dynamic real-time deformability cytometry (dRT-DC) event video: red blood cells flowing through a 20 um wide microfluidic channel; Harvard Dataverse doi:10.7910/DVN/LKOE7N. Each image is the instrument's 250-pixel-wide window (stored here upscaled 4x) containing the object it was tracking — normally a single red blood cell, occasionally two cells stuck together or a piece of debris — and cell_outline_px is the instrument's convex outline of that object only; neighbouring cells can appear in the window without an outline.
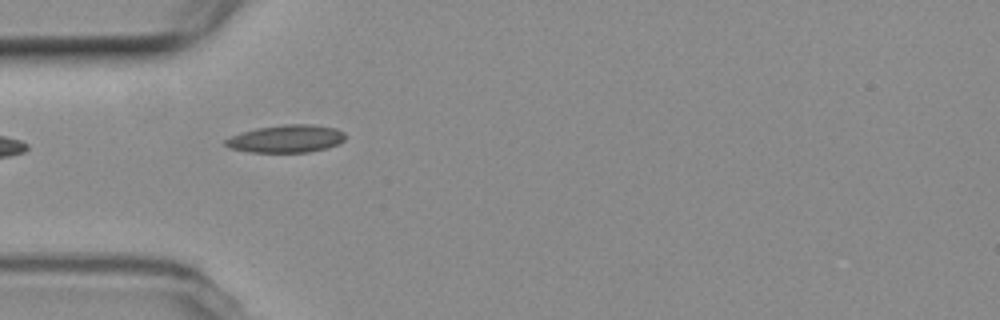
{"species": "common noctule bat (a hibernating species)", "species_latin": "Nyctalus noctula", "temperature_condition": "room temperature", "stored_images_in_passage": 14, "camera_frame_rate_fps": 3000, "um_per_image_px": 0.085, "animal": {"sex": "female", "body_mass_g": 19.3, "forearm_length_mm": 54.1}, "frame": {"image": 1, "passage_image": 4, "time_ms": 4.667, "image_size_px": [1000, 320], "cell_outline_px": [[344, 140], [328, 148], [308, 152], [248, 152], [232, 148], [224, 144], [224, 140], [240, 132], [256, 128], [284, 124], [312, 124], [336, 128], [344, 132]], "centroid_in_image_um": [24.32, 11.78], "position_along_channel_um": 60.7, "area_um2": 19.31}}
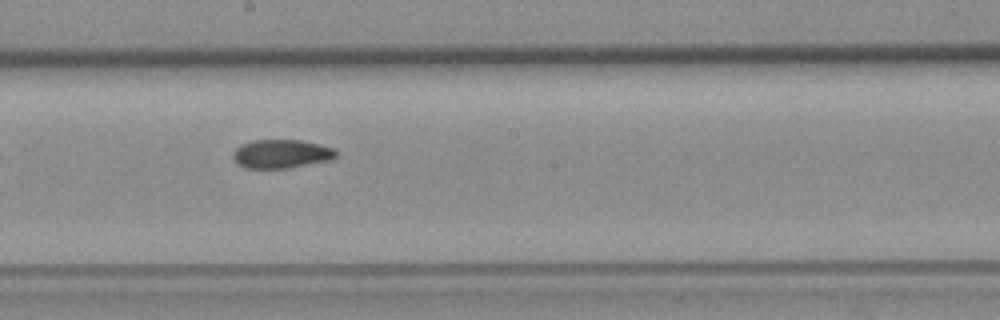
{"frame": {"image": 2, "passage_image": 8, "time_ms": 9.333, "image_size_px": [1000, 320], "cell_outline_px": [[336, 156], [328, 160], [288, 168], [244, 168], [232, 156], [236, 148], [240, 144], [252, 140], [300, 140], [336, 148]], "centroid_in_image_um": [23.9, 13.07], "position_along_channel_um": 224.3, "area_um2": 17.05}}
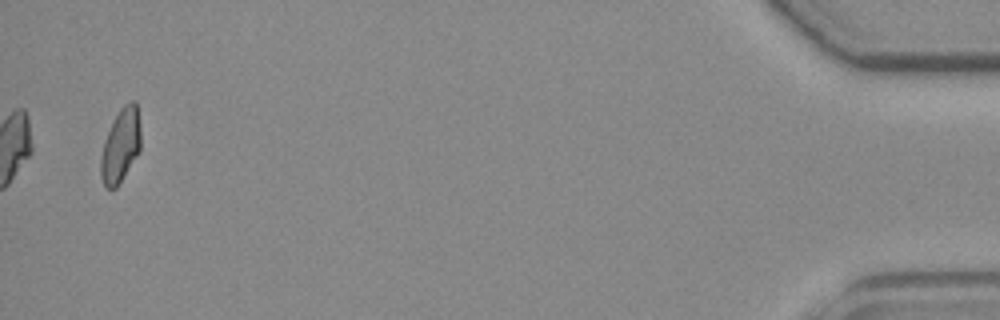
{"frame": {"image": 3, "passage_image": 14, "time_ms": 17.667, "image_size_px": [1000, 320], "cell_outline_px": [[140, 152], [116, 188], [104, 188], [100, 176], [100, 156], [104, 140], [120, 108], [124, 104], [132, 100], [136, 100], [140, 124]], "centroid_in_image_um": [10.25, 12.38], "position_along_channel_um": 424.9, "area_um2": 17.34}, "authors_computed_cell_mechanics": {"area_um2": 17.8313, "velocity_mm_per_s": 3.5419, "shape_relaxation_time_tau1_ms": null, "shape_relaxation_time_tau2_ms": 3.6125, "deformation_change_tau1": null, "deformation_change_tau2": 0.066}}